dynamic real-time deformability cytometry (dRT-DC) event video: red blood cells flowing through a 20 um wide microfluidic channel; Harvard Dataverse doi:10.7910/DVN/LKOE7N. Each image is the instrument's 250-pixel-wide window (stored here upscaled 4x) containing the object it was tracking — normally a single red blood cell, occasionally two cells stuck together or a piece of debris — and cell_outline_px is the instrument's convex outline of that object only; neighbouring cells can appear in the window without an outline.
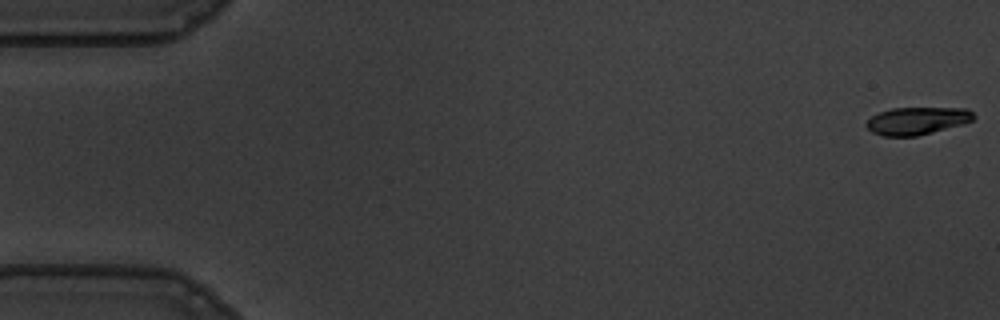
{"species": "common noctule bat (a hibernating species)", "species_latin": "Nyctalus noctula", "temperature_condition": "warm", "stored_images_in_passage": 4, "camera_frame_rate_fps": 3000, "um_per_image_px": 0.085, "animal": {"sex": "male", "body_mass_g": 19.5, "forearm_length_mm": 54.6}, "frame": {"image": 1, "passage_image": 1, "time_ms": 0.0, "image_size_px": [1000, 320], "cell_outline_px": [[976, 116], [972, 120], [964, 124], [916, 136], [884, 136], [872, 132], [864, 124], [872, 116], [880, 112], [892, 108], [968, 108]], "centroid_in_image_um": [77.96, 10.26], "position_along_channel_um": 7.0, "area_um2": 17.17}}